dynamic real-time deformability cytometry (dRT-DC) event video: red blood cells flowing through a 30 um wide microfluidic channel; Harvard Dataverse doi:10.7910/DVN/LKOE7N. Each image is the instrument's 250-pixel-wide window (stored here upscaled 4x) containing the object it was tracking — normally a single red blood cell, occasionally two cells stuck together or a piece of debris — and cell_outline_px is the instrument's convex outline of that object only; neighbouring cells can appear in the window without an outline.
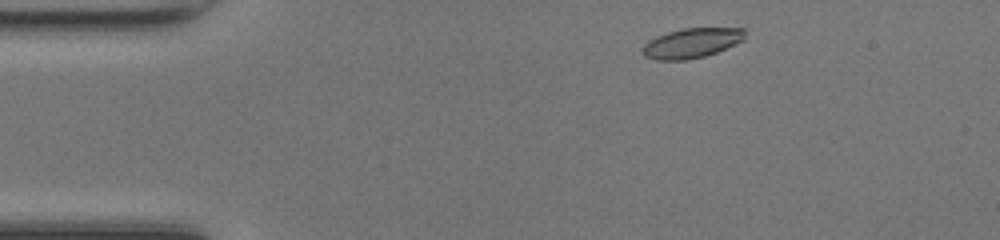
{"species": "common noctule bat (a hibernating species)", "species_latin": "Nyctalus noctula", "temperature_condition": "room temperature", "stored_images_in_passage": 42, "camera_frame_rate_fps": 3000, "um_per_image_px": 0.085, "animal": {"sex": "female", "body_mass_g": 17.0, "forearm_length_mm": 48.0}, "frame": {"image": 1, "passage_image": 2, "time_ms": 0.333, "image_size_px": [1000, 240], "cell_outline_px": [[744, 40], [716, 52], [704, 56], [684, 60], [656, 60], [644, 56], [644, 44], [648, 40], [656, 36], [668, 32], [684, 28], [744, 28]], "centroid_in_image_um": [58.78, 3.65], "position_along_channel_um": 26.2, "area_um2": 17.57}}
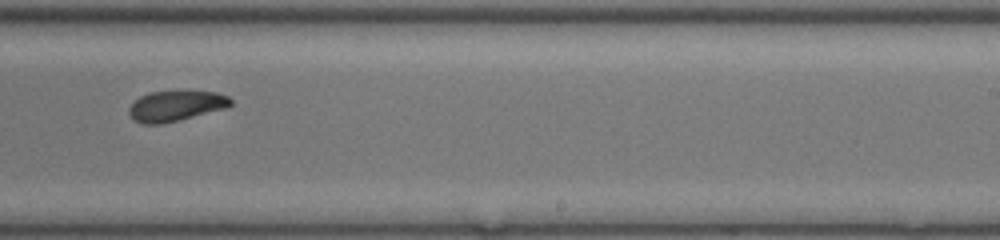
{"frame": {"image": 2, "passage_image": 24, "time_ms": 7.667, "image_size_px": [1000, 240], "cell_outline_px": [[232, 104], [228, 108], [180, 120], [160, 124], [144, 124], [132, 120], [128, 112], [128, 108], [140, 96], [148, 92], [184, 88], [188, 88], [216, 92], [228, 96], [232, 100]], "centroid_in_image_um": [14.98, 8.95], "position_along_channel_um": 274.0, "area_um2": 19.07}}
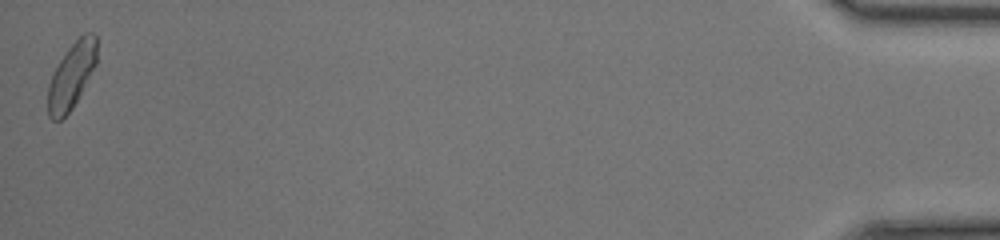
{"frame": {"image": 3, "passage_image": 42, "time_ms": 13.667, "image_size_px": [1000, 240], "cell_outline_px": [[96, 64], [72, 108], [60, 120], [52, 120], [48, 116], [48, 84], [60, 60], [68, 48], [84, 32], [92, 32], [96, 36]], "centroid_in_image_um": [6.07, 6.43], "position_along_channel_um": 429.1, "area_um2": 18.32}, "authors_computed_cell_mechanics": {"area_um2": 18.4382, "velocity_mm_per_s": 4.3087, "shape_relaxation_time_tau1_ms": 4.6777, "shape_relaxation_time_tau2_ms": 2.597, "deformation_change_tau1": 0.1603, "deformation_change_tau2": 0.0825}}